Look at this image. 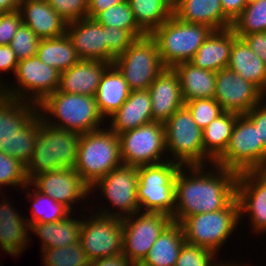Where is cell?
<instances>
[{
    "instance_id": "49",
    "label": "cell",
    "mask_w": 266,
    "mask_h": 266,
    "mask_svg": "<svg viewBox=\"0 0 266 266\" xmlns=\"http://www.w3.org/2000/svg\"><path fill=\"white\" fill-rule=\"evenodd\" d=\"M241 38L266 63V32L243 35Z\"/></svg>"
},
{
    "instance_id": "10",
    "label": "cell",
    "mask_w": 266,
    "mask_h": 266,
    "mask_svg": "<svg viewBox=\"0 0 266 266\" xmlns=\"http://www.w3.org/2000/svg\"><path fill=\"white\" fill-rule=\"evenodd\" d=\"M166 149L185 166H205L203 130L198 127L188 108L183 105L165 123ZM206 156V157H205ZM204 161V162H203Z\"/></svg>"
},
{
    "instance_id": "46",
    "label": "cell",
    "mask_w": 266,
    "mask_h": 266,
    "mask_svg": "<svg viewBox=\"0 0 266 266\" xmlns=\"http://www.w3.org/2000/svg\"><path fill=\"white\" fill-rule=\"evenodd\" d=\"M103 29L105 30L107 49L115 58L120 56L137 39L128 30L109 26H103Z\"/></svg>"
},
{
    "instance_id": "47",
    "label": "cell",
    "mask_w": 266,
    "mask_h": 266,
    "mask_svg": "<svg viewBox=\"0 0 266 266\" xmlns=\"http://www.w3.org/2000/svg\"><path fill=\"white\" fill-rule=\"evenodd\" d=\"M19 10L0 14V45H10L16 30L22 24Z\"/></svg>"
},
{
    "instance_id": "28",
    "label": "cell",
    "mask_w": 266,
    "mask_h": 266,
    "mask_svg": "<svg viewBox=\"0 0 266 266\" xmlns=\"http://www.w3.org/2000/svg\"><path fill=\"white\" fill-rule=\"evenodd\" d=\"M227 68L254 83L266 93V63L249 48L242 38L237 37L234 40Z\"/></svg>"
},
{
    "instance_id": "33",
    "label": "cell",
    "mask_w": 266,
    "mask_h": 266,
    "mask_svg": "<svg viewBox=\"0 0 266 266\" xmlns=\"http://www.w3.org/2000/svg\"><path fill=\"white\" fill-rule=\"evenodd\" d=\"M36 56L59 72L68 70L80 60L66 34L57 38L40 39Z\"/></svg>"
},
{
    "instance_id": "56",
    "label": "cell",
    "mask_w": 266,
    "mask_h": 266,
    "mask_svg": "<svg viewBox=\"0 0 266 266\" xmlns=\"http://www.w3.org/2000/svg\"><path fill=\"white\" fill-rule=\"evenodd\" d=\"M215 266H232V265H231L230 263H229V264H228V263H226V264H223V265H222V264H221V265H219V264L217 265V263H216V265H215ZM233 266H234V265H233ZM235 266H236V265H235ZM237 266H238V265H237Z\"/></svg>"
},
{
    "instance_id": "43",
    "label": "cell",
    "mask_w": 266,
    "mask_h": 266,
    "mask_svg": "<svg viewBox=\"0 0 266 266\" xmlns=\"http://www.w3.org/2000/svg\"><path fill=\"white\" fill-rule=\"evenodd\" d=\"M40 39L25 24L16 30L11 40L10 47L14 51L18 61L36 56Z\"/></svg>"
},
{
    "instance_id": "54",
    "label": "cell",
    "mask_w": 266,
    "mask_h": 266,
    "mask_svg": "<svg viewBox=\"0 0 266 266\" xmlns=\"http://www.w3.org/2000/svg\"><path fill=\"white\" fill-rule=\"evenodd\" d=\"M22 0H0V14L19 10Z\"/></svg>"
},
{
    "instance_id": "34",
    "label": "cell",
    "mask_w": 266,
    "mask_h": 266,
    "mask_svg": "<svg viewBox=\"0 0 266 266\" xmlns=\"http://www.w3.org/2000/svg\"><path fill=\"white\" fill-rule=\"evenodd\" d=\"M239 115L235 112L224 111L203 129L204 154L208 155L211 163L225 151Z\"/></svg>"
},
{
    "instance_id": "32",
    "label": "cell",
    "mask_w": 266,
    "mask_h": 266,
    "mask_svg": "<svg viewBox=\"0 0 266 266\" xmlns=\"http://www.w3.org/2000/svg\"><path fill=\"white\" fill-rule=\"evenodd\" d=\"M66 218L49 223H35L29 228L40 236L43 249L65 247L79 243L82 221Z\"/></svg>"
},
{
    "instance_id": "2",
    "label": "cell",
    "mask_w": 266,
    "mask_h": 266,
    "mask_svg": "<svg viewBox=\"0 0 266 266\" xmlns=\"http://www.w3.org/2000/svg\"><path fill=\"white\" fill-rule=\"evenodd\" d=\"M80 135L58 129L40 120L31 159L25 165L30 182L34 177L61 168H75Z\"/></svg>"
},
{
    "instance_id": "35",
    "label": "cell",
    "mask_w": 266,
    "mask_h": 266,
    "mask_svg": "<svg viewBox=\"0 0 266 266\" xmlns=\"http://www.w3.org/2000/svg\"><path fill=\"white\" fill-rule=\"evenodd\" d=\"M138 26L150 35L173 15V0H128Z\"/></svg>"
},
{
    "instance_id": "16",
    "label": "cell",
    "mask_w": 266,
    "mask_h": 266,
    "mask_svg": "<svg viewBox=\"0 0 266 266\" xmlns=\"http://www.w3.org/2000/svg\"><path fill=\"white\" fill-rule=\"evenodd\" d=\"M138 167L121 165L100 178L91 188L99 186L108 200L126 216L137 215L140 207L137 199Z\"/></svg>"
},
{
    "instance_id": "17",
    "label": "cell",
    "mask_w": 266,
    "mask_h": 266,
    "mask_svg": "<svg viewBox=\"0 0 266 266\" xmlns=\"http://www.w3.org/2000/svg\"><path fill=\"white\" fill-rule=\"evenodd\" d=\"M29 183L35 184L37 191L48 195L70 211L74 201L86 197L91 192V188L72 168H61L40 174Z\"/></svg>"
},
{
    "instance_id": "26",
    "label": "cell",
    "mask_w": 266,
    "mask_h": 266,
    "mask_svg": "<svg viewBox=\"0 0 266 266\" xmlns=\"http://www.w3.org/2000/svg\"><path fill=\"white\" fill-rule=\"evenodd\" d=\"M110 117H113L110 129L117 135L153 122L148 89L131 91L122 106Z\"/></svg>"
},
{
    "instance_id": "22",
    "label": "cell",
    "mask_w": 266,
    "mask_h": 266,
    "mask_svg": "<svg viewBox=\"0 0 266 266\" xmlns=\"http://www.w3.org/2000/svg\"><path fill=\"white\" fill-rule=\"evenodd\" d=\"M19 11L23 24L27 25L39 39L57 38L66 33L67 22L46 0H22Z\"/></svg>"
},
{
    "instance_id": "15",
    "label": "cell",
    "mask_w": 266,
    "mask_h": 266,
    "mask_svg": "<svg viewBox=\"0 0 266 266\" xmlns=\"http://www.w3.org/2000/svg\"><path fill=\"white\" fill-rule=\"evenodd\" d=\"M264 95L258 86L227 67L216 72L214 99L224 111L245 114L255 105L261 104Z\"/></svg>"
},
{
    "instance_id": "7",
    "label": "cell",
    "mask_w": 266,
    "mask_h": 266,
    "mask_svg": "<svg viewBox=\"0 0 266 266\" xmlns=\"http://www.w3.org/2000/svg\"><path fill=\"white\" fill-rule=\"evenodd\" d=\"M213 165L237 174L266 170V150L259 141L258 126L244 114L237 117L228 145Z\"/></svg>"
},
{
    "instance_id": "8",
    "label": "cell",
    "mask_w": 266,
    "mask_h": 266,
    "mask_svg": "<svg viewBox=\"0 0 266 266\" xmlns=\"http://www.w3.org/2000/svg\"><path fill=\"white\" fill-rule=\"evenodd\" d=\"M240 217L235 197L224 209L185 217L180 225L186 242L216 253L232 233Z\"/></svg>"
},
{
    "instance_id": "29",
    "label": "cell",
    "mask_w": 266,
    "mask_h": 266,
    "mask_svg": "<svg viewBox=\"0 0 266 266\" xmlns=\"http://www.w3.org/2000/svg\"><path fill=\"white\" fill-rule=\"evenodd\" d=\"M130 92L128 83L119 70L114 65L107 68L101 77L95 95L102 116L113 115L126 101Z\"/></svg>"
},
{
    "instance_id": "6",
    "label": "cell",
    "mask_w": 266,
    "mask_h": 266,
    "mask_svg": "<svg viewBox=\"0 0 266 266\" xmlns=\"http://www.w3.org/2000/svg\"><path fill=\"white\" fill-rule=\"evenodd\" d=\"M166 161L138 167L137 199L140 208L145 206V212L163 213L172 218L175 178L182 165L175 160Z\"/></svg>"
},
{
    "instance_id": "19",
    "label": "cell",
    "mask_w": 266,
    "mask_h": 266,
    "mask_svg": "<svg viewBox=\"0 0 266 266\" xmlns=\"http://www.w3.org/2000/svg\"><path fill=\"white\" fill-rule=\"evenodd\" d=\"M255 179V180H254ZM236 198L240 215L251 214V223L256 231L266 230V170L247 171L238 174Z\"/></svg>"
},
{
    "instance_id": "9",
    "label": "cell",
    "mask_w": 266,
    "mask_h": 266,
    "mask_svg": "<svg viewBox=\"0 0 266 266\" xmlns=\"http://www.w3.org/2000/svg\"><path fill=\"white\" fill-rule=\"evenodd\" d=\"M113 65L123 75L131 91L146 90L165 69L156 41L150 36L136 39Z\"/></svg>"
},
{
    "instance_id": "24",
    "label": "cell",
    "mask_w": 266,
    "mask_h": 266,
    "mask_svg": "<svg viewBox=\"0 0 266 266\" xmlns=\"http://www.w3.org/2000/svg\"><path fill=\"white\" fill-rule=\"evenodd\" d=\"M23 102L0 94V150L11 157L15 135L39 111L37 104Z\"/></svg>"
},
{
    "instance_id": "50",
    "label": "cell",
    "mask_w": 266,
    "mask_h": 266,
    "mask_svg": "<svg viewBox=\"0 0 266 266\" xmlns=\"http://www.w3.org/2000/svg\"><path fill=\"white\" fill-rule=\"evenodd\" d=\"M18 59L10 45H0V71L13 70L16 73Z\"/></svg>"
},
{
    "instance_id": "55",
    "label": "cell",
    "mask_w": 266,
    "mask_h": 266,
    "mask_svg": "<svg viewBox=\"0 0 266 266\" xmlns=\"http://www.w3.org/2000/svg\"><path fill=\"white\" fill-rule=\"evenodd\" d=\"M257 0H245L246 5L256 2Z\"/></svg>"
},
{
    "instance_id": "48",
    "label": "cell",
    "mask_w": 266,
    "mask_h": 266,
    "mask_svg": "<svg viewBox=\"0 0 266 266\" xmlns=\"http://www.w3.org/2000/svg\"><path fill=\"white\" fill-rule=\"evenodd\" d=\"M255 126H258L259 141H262L266 150V104L255 105L250 111L244 114Z\"/></svg>"
},
{
    "instance_id": "42",
    "label": "cell",
    "mask_w": 266,
    "mask_h": 266,
    "mask_svg": "<svg viewBox=\"0 0 266 266\" xmlns=\"http://www.w3.org/2000/svg\"><path fill=\"white\" fill-rule=\"evenodd\" d=\"M16 185L27 187L30 185L25 172V165L14 157L0 150V186Z\"/></svg>"
},
{
    "instance_id": "52",
    "label": "cell",
    "mask_w": 266,
    "mask_h": 266,
    "mask_svg": "<svg viewBox=\"0 0 266 266\" xmlns=\"http://www.w3.org/2000/svg\"><path fill=\"white\" fill-rule=\"evenodd\" d=\"M221 5L224 14L233 22L246 6V2L245 0H221Z\"/></svg>"
},
{
    "instance_id": "31",
    "label": "cell",
    "mask_w": 266,
    "mask_h": 266,
    "mask_svg": "<svg viewBox=\"0 0 266 266\" xmlns=\"http://www.w3.org/2000/svg\"><path fill=\"white\" fill-rule=\"evenodd\" d=\"M17 213L12 210L9 203L1 202L0 205V247L13 256L21 254L25 248L28 222L24 221ZM25 222V223H24ZM27 226V227H26Z\"/></svg>"
},
{
    "instance_id": "21",
    "label": "cell",
    "mask_w": 266,
    "mask_h": 266,
    "mask_svg": "<svg viewBox=\"0 0 266 266\" xmlns=\"http://www.w3.org/2000/svg\"><path fill=\"white\" fill-rule=\"evenodd\" d=\"M110 66L106 61L80 59L68 70L60 72L58 91L95 96L101 77Z\"/></svg>"
},
{
    "instance_id": "14",
    "label": "cell",
    "mask_w": 266,
    "mask_h": 266,
    "mask_svg": "<svg viewBox=\"0 0 266 266\" xmlns=\"http://www.w3.org/2000/svg\"><path fill=\"white\" fill-rule=\"evenodd\" d=\"M20 88L8 90L3 86L1 94L12 99L24 100V89L33 91L32 102L39 104L46 96L56 92L60 84V72L43 63L37 56L18 61L15 73ZM22 88V93L21 89ZM5 90V91H4ZM22 94V95H21ZM23 99H22V98Z\"/></svg>"
},
{
    "instance_id": "27",
    "label": "cell",
    "mask_w": 266,
    "mask_h": 266,
    "mask_svg": "<svg viewBox=\"0 0 266 266\" xmlns=\"http://www.w3.org/2000/svg\"><path fill=\"white\" fill-rule=\"evenodd\" d=\"M178 75L183 101L214 98L216 72L195 67L183 62L173 67Z\"/></svg>"
},
{
    "instance_id": "13",
    "label": "cell",
    "mask_w": 266,
    "mask_h": 266,
    "mask_svg": "<svg viewBox=\"0 0 266 266\" xmlns=\"http://www.w3.org/2000/svg\"><path fill=\"white\" fill-rule=\"evenodd\" d=\"M123 217L122 254L133 264H140L152 245L173 221L163 213L144 212L135 220Z\"/></svg>"
},
{
    "instance_id": "11",
    "label": "cell",
    "mask_w": 266,
    "mask_h": 266,
    "mask_svg": "<svg viewBox=\"0 0 266 266\" xmlns=\"http://www.w3.org/2000/svg\"><path fill=\"white\" fill-rule=\"evenodd\" d=\"M105 211L82 221L79 243L90 261L122 254L124 215Z\"/></svg>"
},
{
    "instance_id": "51",
    "label": "cell",
    "mask_w": 266,
    "mask_h": 266,
    "mask_svg": "<svg viewBox=\"0 0 266 266\" xmlns=\"http://www.w3.org/2000/svg\"><path fill=\"white\" fill-rule=\"evenodd\" d=\"M128 0H88V18H94L99 12L106 10L107 8L119 5Z\"/></svg>"
},
{
    "instance_id": "38",
    "label": "cell",
    "mask_w": 266,
    "mask_h": 266,
    "mask_svg": "<svg viewBox=\"0 0 266 266\" xmlns=\"http://www.w3.org/2000/svg\"><path fill=\"white\" fill-rule=\"evenodd\" d=\"M41 119V114L37 112L14 137L12 157L19 159L24 165L33 154Z\"/></svg>"
},
{
    "instance_id": "37",
    "label": "cell",
    "mask_w": 266,
    "mask_h": 266,
    "mask_svg": "<svg viewBox=\"0 0 266 266\" xmlns=\"http://www.w3.org/2000/svg\"><path fill=\"white\" fill-rule=\"evenodd\" d=\"M94 19L102 26L128 30L137 39L147 35L136 23L128 1L99 12Z\"/></svg>"
},
{
    "instance_id": "20",
    "label": "cell",
    "mask_w": 266,
    "mask_h": 266,
    "mask_svg": "<svg viewBox=\"0 0 266 266\" xmlns=\"http://www.w3.org/2000/svg\"><path fill=\"white\" fill-rule=\"evenodd\" d=\"M152 102V118L165 123L184 105L179 78L173 68H165L148 88Z\"/></svg>"
},
{
    "instance_id": "36",
    "label": "cell",
    "mask_w": 266,
    "mask_h": 266,
    "mask_svg": "<svg viewBox=\"0 0 266 266\" xmlns=\"http://www.w3.org/2000/svg\"><path fill=\"white\" fill-rule=\"evenodd\" d=\"M231 29L241 38L258 32H266V0H257L244 7L233 20Z\"/></svg>"
},
{
    "instance_id": "40",
    "label": "cell",
    "mask_w": 266,
    "mask_h": 266,
    "mask_svg": "<svg viewBox=\"0 0 266 266\" xmlns=\"http://www.w3.org/2000/svg\"><path fill=\"white\" fill-rule=\"evenodd\" d=\"M34 193V199L36 200L32 207L33 218L31 220H26L29 224V227L35 223H49L60 221L70 215L69 213L71 211L67 207L56 202L48 195H45L39 191H36ZM44 202H47V205L45 203L46 206H43Z\"/></svg>"
},
{
    "instance_id": "30",
    "label": "cell",
    "mask_w": 266,
    "mask_h": 266,
    "mask_svg": "<svg viewBox=\"0 0 266 266\" xmlns=\"http://www.w3.org/2000/svg\"><path fill=\"white\" fill-rule=\"evenodd\" d=\"M184 242L182 226L172 221L152 245L140 265L174 266Z\"/></svg>"
},
{
    "instance_id": "12",
    "label": "cell",
    "mask_w": 266,
    "mask_h": 266,
    "mask_svg": "<svg viewBox=\"0 0 266 266\" xmlns=\"http://www.w3.org/2000/svg\"><path fill=\"white\" fill-rule=\"evenodd\" d=\"M118 139L122 165L139 167L164 162L160 158L166 149L163 123L150 122L118 134Z\"/></svg>"
},
{
    "instance_id": "41",
    "label": "cell",
    "mask_w": 266,
    "mask_h": 266,
    "mask_svg": "<svg viewBox=\"0 0 266 266\" xmlns=\"http://www.w3.org/2000/svg\"><path fill=\"white\" fill-rule=\"evenodd\" d=\"M184 105L202 130L224 112L221 105L214 98L193 99L184 102Z\"/></svg>"
},
{
    "instance_id": "1",
    "label": "cell",
    "mask_w": 266,
    "mask_h": 266,
    "mask_svg": "<svg viewBox=\"0 0 266 266\" xmlns=\"http://www.w3.org/2000/svg\"><path fill=\"white\" fill-rule=\"evenodd\" d=\"M215 167L216 174H204L203 166H188L193 169L189 177L180 168L175 178L177 203L172 217L174 222L180 223L188 216L224 209L236 197L238 174L217 165Z\"/></svg>"
},
{
    "instance_id": "3",
    "label": "cell",
    "mask_w": 266,
    "mask_h": 266,
    "mask_svg": "<svg viewBox=\"0 0 266 266\" xmlns=\"http://www.w3.org/2000/svg\"><path fill=\"white\" fill-rule=\"evenodd\" d=\"M121 165L118 135L112 130L97 129L80 135L74 170L90 188Z\"/></svg>"
},
{
    "instance_id": "53",
    "label": "cell",
    "mask_w": 266,
    "mask_h": 266,
    "mask_svg": "<svg viewBox=\"0 0 266 266\" xmlns=\"http://www.w3.org/2000/svg\"><path fill=\"white\" fill-rule=\"evenodd\" d=\"M89 266H134L126 256L119 254L112 257L97 259L90 262Z\"/></svg>"
},
{
    "instance_id": "44",
    "label": "cell",
    "mask_w": 266,
    "mask_h": 266,
    "mask_svg": "<svg viewBox=\"0 0 266 266\" xmlns=\"http://www.w3.org/2000/svg\"><path fill=\"white\" fill-rule=\"evenodd\" d=\"M215 253L201 246L184 242L174 266H214ZM212 264V265H211Z\"/></svg>"
},
{
    "instance_id": "23",
    "label": "cell",
    "mask_w": 266,
    "mask_h": 266,
    "mask_svg": "<svg viewBox=\"0 0 266 266\" xmlns=\"http://www.w3.org/2000/svg\"><path fill=\"white\" fill-rule=\"evenodd\" d=\"M173 15L181 21L209 26L214 31L231 28L221 0H173Z\"/></svg>"
},
{
    "instance_id": "18",
    "label": "cell",
    "mask_w": 266,
    "mask_h": 266,
    "mask_svg": "<svg viewBox=\"0 0 266 266\" xmlns=\"http://www.w3.org/2000/svg\"><path fill=\"white\" fill-rule=\"evenodd\" d=\"M65 34L80 59L106 61L113 65L115 57L107 49L105 30L94 18L67 23Z\"/></svg>"
},
{
    "instance_id": "25",
    "label": "cell",
    "mask_w": 266,
    "mask_h": 266,
    "mask_svg": "<svg viewBox=\"0 0 266 266\" xmlns=\"http://www.w3.org/2000/svg\"><path fill=\"white\" fill-rule=\"evenodd\" d=\"M237 37L231 28L213 31L189 62L195 67L213 72L226 68Z\"/></svg>"
},
{
    "instance_id": "45",
    "label": "cell",
    "mask_w": 266,
    "mask_h": 266,
    "mask_svg": "<svg viewBox=\"0 0 266 266\" xmlns=\"http://www.w3.org/2000/svg\"><path fill=\"white\" fill-rule=\"evenodd\" d=\"M67 23L87 18L88 0H46Z\"/></svg>"
},
{
    "instance_id": "4",
    "label": "cell",
    "mask_w": 266,
    "mask_h": 266,
    "mask_svg": "<svg viewBox=\"0 0 266 266\" xmlns=\"http://www.w3.org/2000/svg\"><path fill=\"white\" fill-rule=\"evenodd\" d=\"M214 30L209 26L181 21L172 15L150 36L156 41L165 68L189 62Z\"/></svg>"
},
{
    "instance_id": "5",
    "label": "cell",
    "mask_w": 266,
    "mask_h": 266,
    "mask_svg": "<svg viewBox=\"0 0 266 266\" xmlns=\"http://www.w3.org/2000/svg\"><path fill=\"white\" fill-rule=\"evenodd\" d=\"M37 107L44 109L48 113L56 116L60 122L51 123L42 117L48 125L79 134L99 129V123L104 119L100 113L95 96L80 94H68L58 90L46 96Z\"/></svg>"
},
{
    "instance_id": "39",
    "label": "cell",
    "mask_w": 266,
    "mask_h": 266,
    "mask_svg": "<svg viewBox=\"0 0 266 266\" xmlns=\"http://www.w3.org/2000/svg\"><path fill=\"white\" fill-rule=\"evenodd\" d=\"M42 250L45 266H89L91 262L80 243Z\"/></svg>"
}]
</instances>
